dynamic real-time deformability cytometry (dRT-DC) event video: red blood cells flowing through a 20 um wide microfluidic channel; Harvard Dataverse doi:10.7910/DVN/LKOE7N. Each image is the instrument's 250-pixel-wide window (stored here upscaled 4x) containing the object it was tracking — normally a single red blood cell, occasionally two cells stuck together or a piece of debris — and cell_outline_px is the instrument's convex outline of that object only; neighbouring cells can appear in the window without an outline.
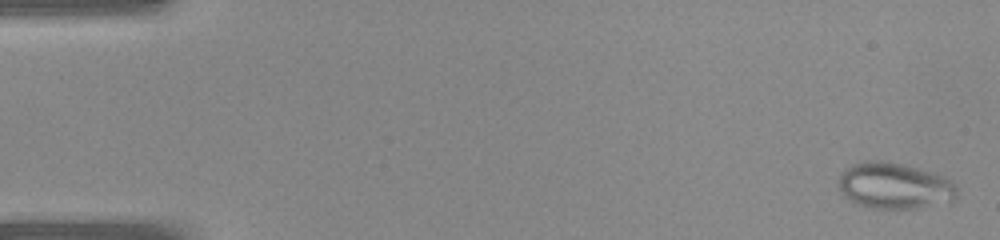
{"species": "common noctule bat (a hibernating species)", "species_latin": "Nyctalus noctula", "temperature_condition": "warm", "stored_images_in_passage": 39, "camera_frame_rate_fps": 3000, "um_per_image_px": 0.085, "animal": {"sex": "female", "body_mass_g": 22.0, "forearm_length_mm": 56.7}, "frame": {"image": 1, "passage_image": 1, "time_ms": 0.0, "image_size_px": [1000, 240], "cell_outline_px": [[956, 200], [916, 208], [872, 208], [856, 204], [840, 196], [840, 176], [844, 168], [852, 164], [868, 160], [880, 160], [904, 164], [944, 176], [956, 188]], "centroid_in_image_um": [75.97, 15.79], "position_along_channel_um": 9.0, "area_um2": 31.85}}
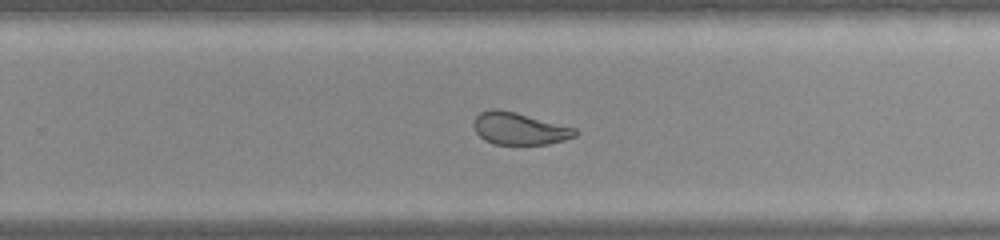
{"frame": {"image": 2, "passage_image": 26, "time_ms": 8.333, "image_size_px": [1000, 240], "cell_outline_px": [[580, 132], [576, 136], [564, 140], [548, 144], [492, 144], [484, 140], [476, 132], [472, 124], [476, 116], [480, 112], [492, 108], [500, 108], [516, 112], [576, 128]], "centroid_in_image_um": [44.14, 10.92], "position_along_channel_um": 285.7, "area_um2": 19.25}}
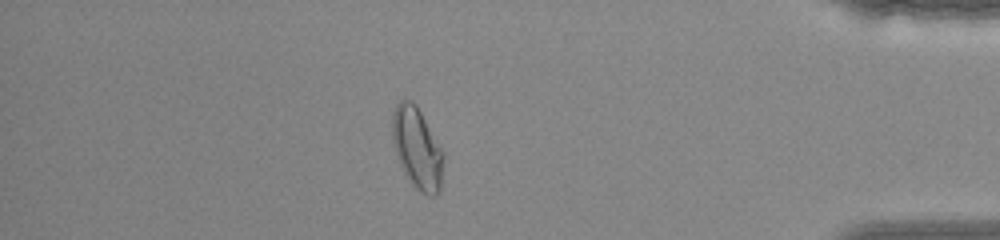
{"frame": {"image": 3, "passage_image": 35, "time_ms": 11.333, "image_size_px": [1000, 240], "cell_outline_px": [[444, 160], [440, 188], [436, 196], [428, 196], [420, 192], [412, 184], [404, 172], [396, 156], [392, 140], [392, 112], [396, 104], [400, 100], [412, 100], [416, 104], [444, 152]], "centroid_in_image_um": [35.45, 12.59], "position_along_channel_um": 399.7, "area_um2": 24.45}}